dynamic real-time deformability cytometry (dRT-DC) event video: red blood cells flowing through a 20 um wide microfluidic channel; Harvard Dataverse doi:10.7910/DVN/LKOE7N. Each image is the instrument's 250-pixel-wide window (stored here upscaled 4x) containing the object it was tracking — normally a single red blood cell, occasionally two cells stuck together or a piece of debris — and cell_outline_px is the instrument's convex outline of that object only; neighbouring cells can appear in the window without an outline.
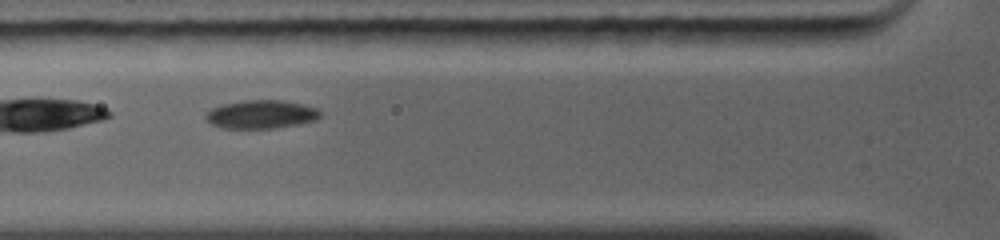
{"species": "common noctule bat (a hibernating species)", "species_latin": "Nyctalus noctula", "temperature_condition": "warm", "stored_images_in_passage": 22, "camera_frame_rate_fps": 5000, "um_per_image_px": 0.085, "animal": {"sex": "female", "body_mass_g": 19.0, "forearm_length_mm": 56.7}, "frame": {"image": 1, "passage_image": 4, "time_ms": 1.2, "image_size_px": [1000, 240], "cell_outline_px": [[320, 116], [316, 120], [276, 128], [220, 128], [212, 124], [204, 116], [212, 108], [224, 104], [244, 100], [284, 100], [316, 108], [320, 112]], "centroid_in_image_um": [22.18, 9.72], "position_along_channel_um": 103.6, "area_um2": 18.73}}
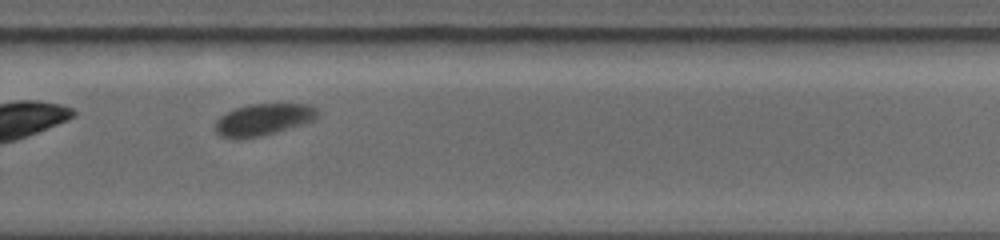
{"frame": {"image": 2, "passage_image": 16, "time_ms": 6.0, "image_size_px": [1000, 240], "cell_outline_px": [[320, 112], [316, 120], [276, 132], [260, 136], [240, 140], [220, 136], [212, 128], [216, 120], [220, 116], [236, 108], [248, 104], [308, 104], [316, 108]], "centroid_in_image_um": [22.36, 10.18], "position_along_channel_um": 307.4, "area_um2": 19.25}}
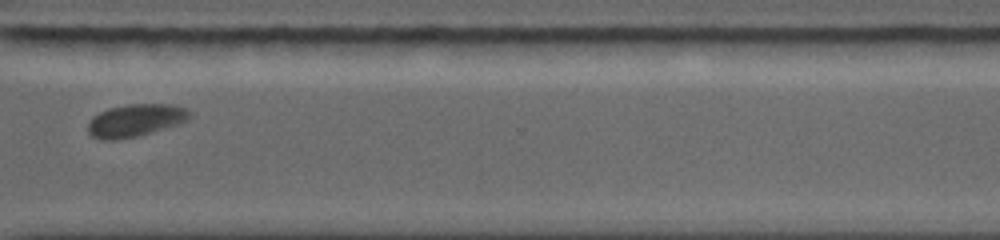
{"frame": {"image": 3, "passage_image": 19, "time_ms": 7.2, "image_size_px": [1000, 240], "cell_outline_px": [[192, 116], [188, 120], [140, 136], [116, 140], [100, 140], [92, 136], [88, 132], [88, 120], [92, 116], [108, 108], [128, 104], [172, 104], [188, 108], [192, 112]], "centroid_in_image_um": [11.51, 10.23], "position_along_channel_um": 359.1, "area_um2": 19.59}}